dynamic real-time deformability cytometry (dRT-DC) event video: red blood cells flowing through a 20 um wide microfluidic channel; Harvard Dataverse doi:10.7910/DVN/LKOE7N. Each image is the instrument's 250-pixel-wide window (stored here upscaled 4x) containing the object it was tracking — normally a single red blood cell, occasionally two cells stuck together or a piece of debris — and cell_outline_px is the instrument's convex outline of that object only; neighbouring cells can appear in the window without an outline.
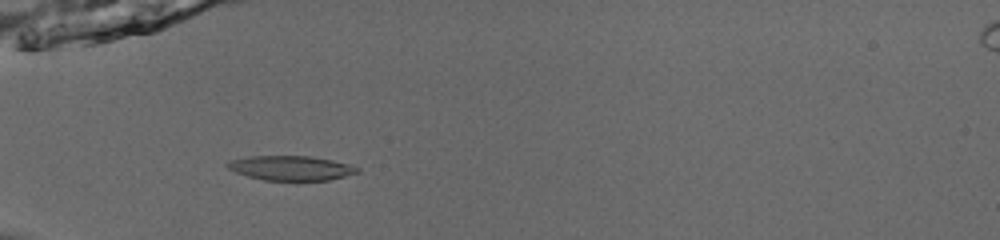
{"species": "common noctule bat (a hibernating species)", "species_latin": "Nyctalus noctula", "temperature_condition": "room temperature", "stored_images_in_passage": 54, "camera_frame_rate_fps": 3000, "um_per_image_px": 0.085, "animal": {"sex": "male", "body_mass_g": 13.0, "forearm_length_mm": 53.1}, "frame": {"image": 1, "passage_image": 19, "time_ms": 6.0, "image_size_px": [1000, 240], "cell_outline_px": [[360, 172], [328, 180], [264, 180], [248, 176], [236, 172], [228, 168], [224, 164], [232, 160], [248, 156], [308, 156], [332, 160], [352, 164], [360, 168]], "centroid_in_image_um": [24.76, 14.28], "position_along_channel_um": 60.2, "area_um2": 18.55}}
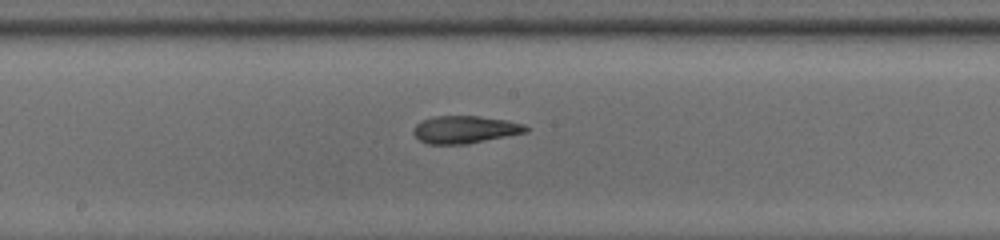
{"frame": {"image": 2, "passage_image": 31, "time_ms": 10.0, "image_size_px": [1000, 240], "cell_outline_px": [[532, 128], [528, 132], [468, 144], [428, 144], [420, 140], [412, 132], [412, 128], [420, 120], [432, 116], [480, 116], [508, 120], [524, 124]], "centroid_in_image_um": [39.54, 11.0], "position_along_channel_um": 208.7, "area_um2": 18.38}}
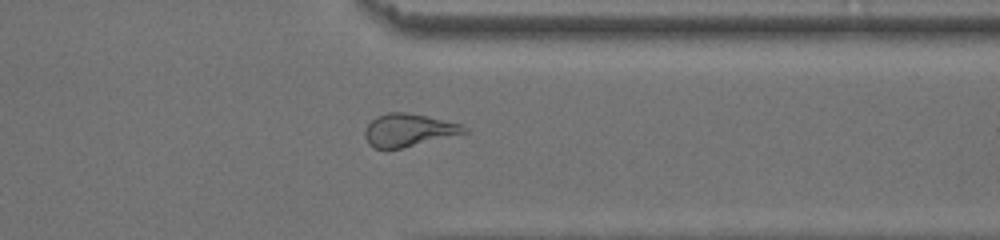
{"frame": {"image": 3, "passage_image": 44, "time_ms": 14.333, "image_size_px": [1000, 240], "cell_outline_px": [[468, 132], [400, 148], [372, 148], [368, 144], [364, 136], [364, 132], [368, 124], [376, 116], [388, 112], [408, 112], [460, 124], [468, 128]], "centroid_in_image_um": [34.68, 11.05], "position_along_channel_um": 376.7, "area_um2": 18.67}, "authors_computed_cell_mechanics": {"area_um2": 18.6694, "velocity_mm_per_s": 3.8907, "shape_relaxation_time_tau1_ms": 7.5312, "shape_relaxation_time_tau2_ms": 1.5575, "deformation_change_tau1": 0.2006, "deformation_change_tau2": 0.1011}}